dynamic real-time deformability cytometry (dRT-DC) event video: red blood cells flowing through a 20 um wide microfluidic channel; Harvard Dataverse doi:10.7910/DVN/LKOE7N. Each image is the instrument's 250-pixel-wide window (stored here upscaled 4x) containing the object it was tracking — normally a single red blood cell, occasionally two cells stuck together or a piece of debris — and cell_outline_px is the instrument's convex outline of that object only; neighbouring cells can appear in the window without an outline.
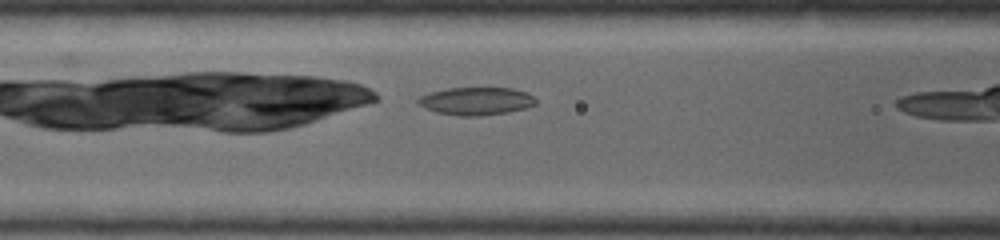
{"species": "common noctule bat (a hibernating species)", "species_latin": "Nyctalus noctula", "temperature_condition": "warm", "stored_images_in_passage": 12, "camera_frame_rate_fps": 5000, "um_per_image_px": 0.085, "animal": {"sex": "female", "body_mass_g": 19.0, "forearm_length_mm": 53.3}, "frame": {"image": 1, "passage_image": 3, "time_ms": 1.6, "image_size_px": [1000, 240], "cell_outline_px": [[536, 104], [524, 108], [508, 112], [480, 116], [460, 116], [436, 112], [424, 108], [416, 104], [416, 100], [420, 96], [428, 92], [448, 88], [512, 88], [528, 92], [536, 100]], "centroid_in_image_um": [40.43, 8.59], "position_along_channel_um": 126.2, "area_um2": 19.25}}
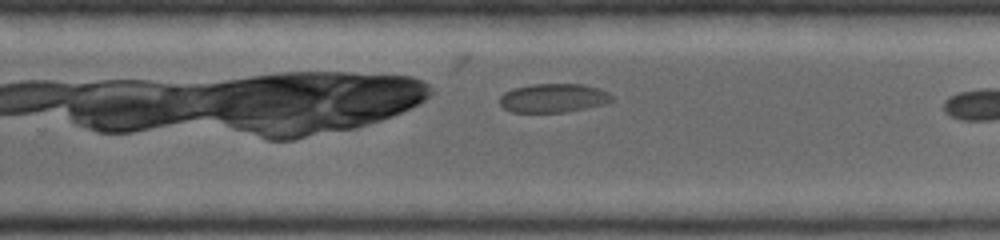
{"frame": {"image": 2, "passage_image": 9, "time_ms": 3.6, "image_size_px": [1000, 240], "cell_outline_px": [[612, 100], [604, 104], [564, 112], [512, 112], [504, 108], [500, 104], [500, 96], [504, 92], [512, 88], [532, 84], [580, 84], [600, 88], [608, 92], [612, 96]], "centroid_in_image_um": [47.01, 8.32], "position_along_channel_um": 282.8, "area_um2": 18.79}}